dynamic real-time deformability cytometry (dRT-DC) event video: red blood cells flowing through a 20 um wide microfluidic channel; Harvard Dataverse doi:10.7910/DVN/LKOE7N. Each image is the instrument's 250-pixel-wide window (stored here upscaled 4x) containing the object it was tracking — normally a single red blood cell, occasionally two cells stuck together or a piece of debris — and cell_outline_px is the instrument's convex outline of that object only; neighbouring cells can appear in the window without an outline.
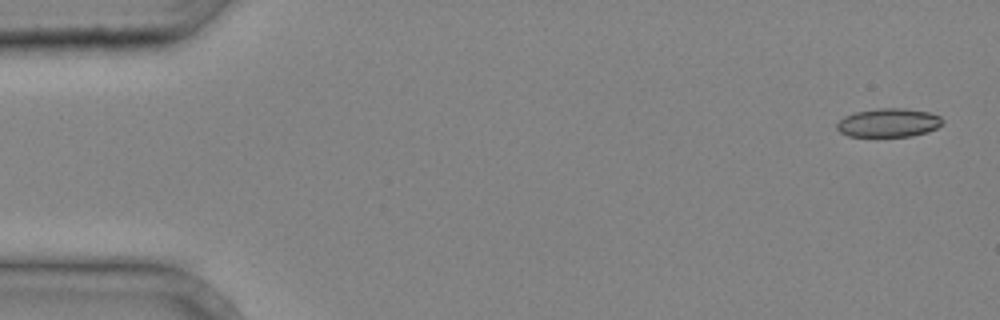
{"species": "common noctule bat (a hibernating species)", "species_latin": "Nyctalus noctula", "temperature_condition": "cold", "stored_images_in_passage": 4, "camera_frame_rate_fps": 3000, "um_per_image_px": 0.085, "animal": {"sex": "male", "body_mass_g": 20.4}, "frame": {"image": 1, "passage_image": 1, "time_ms": 0.0, "image_size_px": [1000, 320], "cell_outline_px": [[944, 124], [928, 132], [912, 136], [876, 140], [848, 136], [840, 132], [836, 128], [836, 124], [844, 116], [856, 112], [880, 108], [904, 108], [928, 112], [940, 116], [944, 120]], "centroid_in_image_um": [75.51, 10.49], "position_along_channel_um": 9.5, "area_um2": 18.61}}
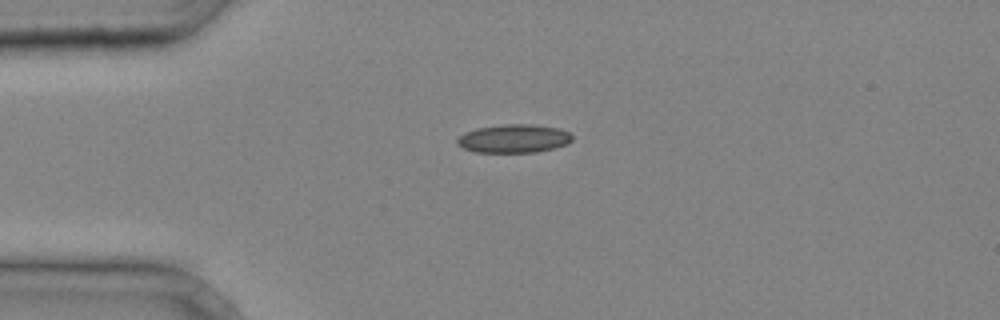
{"frame": {"image": 2, "passage_image": 3, "time_ms": 0.667, "image_size_px": [1000, 320], "cell_outline_px": [[572, 140], [568, 144], [556, 148], [536, 152], [476, 152], [464, 148], [456, 144], [456, 140], [464, 132], [476, 128], [504, 124], [532, 124], [556, 128], [568, 132], [572, 136]], "centroid_in_image_um": [43.66, 11.78], "position_along_channel_um": 41.3, "area_um2": 19.07}}